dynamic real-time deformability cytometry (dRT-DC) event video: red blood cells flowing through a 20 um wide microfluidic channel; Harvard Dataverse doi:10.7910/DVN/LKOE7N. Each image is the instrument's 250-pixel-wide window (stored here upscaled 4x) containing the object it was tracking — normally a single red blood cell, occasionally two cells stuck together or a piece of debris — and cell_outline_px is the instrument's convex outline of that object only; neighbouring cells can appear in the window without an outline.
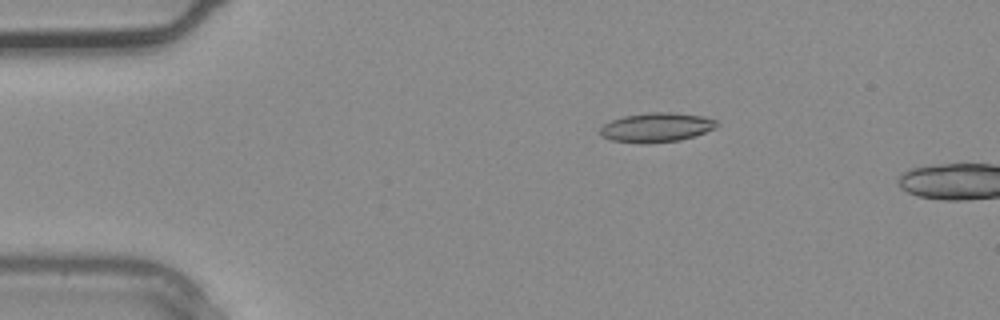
{"species": "common noctule bat (a hibernating species)", "species_latin": "Nyctalus noctula", "temperature_condition": "warm", "stored_images_in_passage": 3, "camera_frame_rate_fps": 3000, "um_per_image_px": 0.085, "animal": {"sex": "male", "body_mass_g": 20.4}, "frame": {"image": 1, "passage_image": 2, "time_ms": 0.333, "image_size_px": [1000, 320], "cell_outline_px": [[720, 124], [716, 128], [680, 140], [644, 144], [612, 140], [600, 136], [600, 128], [604, 124], [612, 120], [624, 116], [648, 112], [672, 112], [704, 116], [716, 120]], "centroid_in_image_um": [55.8, 10.82], "position_along_channel_um": 29.2, "area_um2": 20.0}}